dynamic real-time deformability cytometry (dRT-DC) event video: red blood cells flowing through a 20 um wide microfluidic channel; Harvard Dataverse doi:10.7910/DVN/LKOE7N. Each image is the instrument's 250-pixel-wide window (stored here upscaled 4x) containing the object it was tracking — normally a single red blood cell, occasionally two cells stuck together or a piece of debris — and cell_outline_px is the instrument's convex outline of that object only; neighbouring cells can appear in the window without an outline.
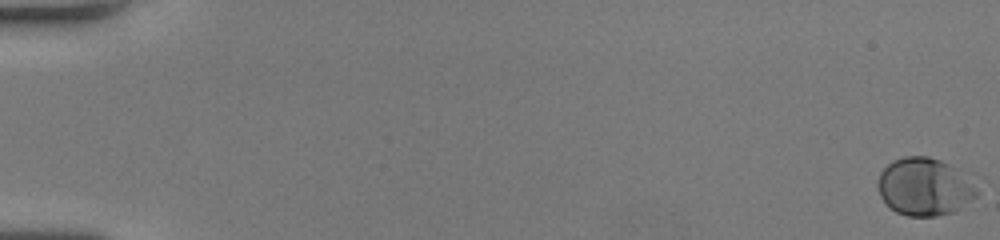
{"species": "human", "species_latin": "Homo sapiens", "temperature_condition": "room temperature", "stored_images_in_passage": 55, "camera_frame_rate_fps": 3000, "um_per_image_px": 0.085, "donor": {"sex": "female"}, "frame": {"image": 1, "passage_image": 1, "time_ms": 0.0, "image_size_px": [1000, 240], "cell_outline_px": [[984, 176], [980, 192], [976, 196], [956, 212], [936, 216], [908, 216], [896, 212], [888, 208], [880, 196], [876, 184], [880, 172], [892, 160], [904, 156], [928, 156], [940, 160]], "centroid_in_image_um": [78.77, 15.84], "position_along_channel_um": 6.2, "area_um2": 35.49}}
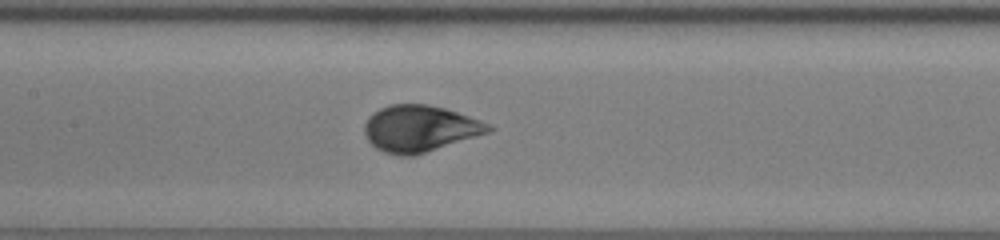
{"frame": {"image": 2, "passage_image": 29, "time_ms": 9.333, "image_size_px": [1000, 240], "cell_outline_px": [[496, 128], [488, 132], [476, 136], [412, 156], [396, 156], [384, 152], [376, 148], [368, 140], [364, 132], [364, 124], [368, 116], [380, 108], [388, 104], [428, 104], [444, 108], [480, 120]], "centroid_in_image_um": [35.63, 10.92], "position_along_channel_um": 171.8, "area_um2": 33.35}}
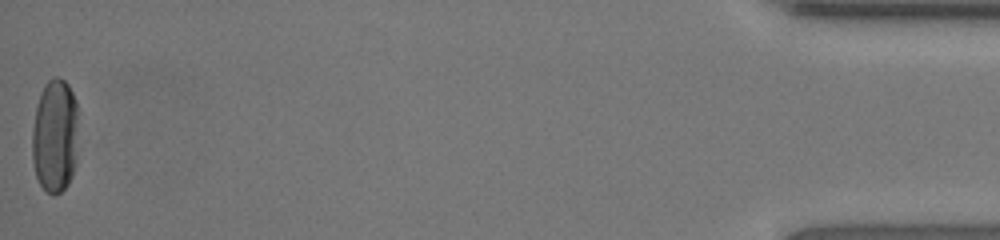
{"frame": {"image": 3, "passage_image": 55, "time_ms": 18.0, "image_size_px": [1000, 240], "cell_outline_px": [[80, 112], [76, 168], [68, 184], [56, 196], [52, 196], [40, 184], [36, 176], [32, 160], [32, 128], [36, 108], [40, 92], [44, 84], [52, 76], [60, 76], [68, 84], [76, 100]], "centroid_in_image_um": [4.71, 11.53], "position_along_channel_um": 430.5, "area_um2": 32.02}, "authors_computed_cell_mechanics": {"area_um2": 32.4836, "velocity_mm_per_s": 4.0232, "shape_relaxation_time_tau1_ms": 3.4243, "shape_relaxation_time_tau2_ms": null, "deformation_change_tau1": 0.1585, "deformation_change_tau2": null}}